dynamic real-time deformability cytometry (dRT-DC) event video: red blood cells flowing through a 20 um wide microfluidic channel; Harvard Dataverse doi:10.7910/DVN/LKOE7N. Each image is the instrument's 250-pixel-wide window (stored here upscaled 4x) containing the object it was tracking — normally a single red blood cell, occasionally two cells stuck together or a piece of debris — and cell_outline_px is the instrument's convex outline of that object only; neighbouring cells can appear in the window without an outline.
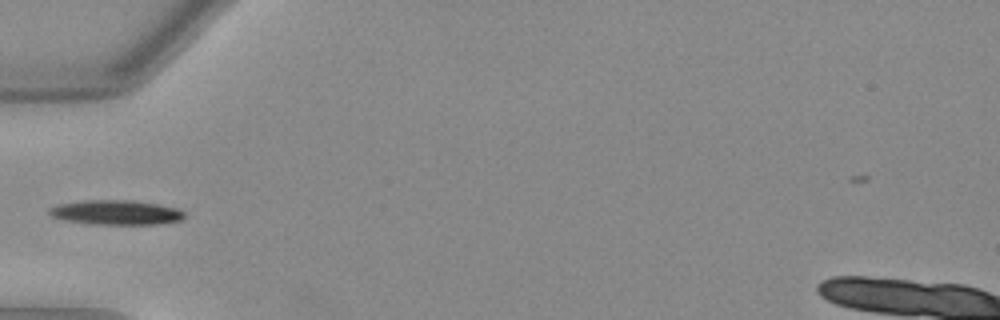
{"species": "Egyptian fruit bat (a non-hibernating species)", "species_latin": "Rousettus aegyptiacus", "temperature_condition": "warm", "stored_images_in_passage": 34, "camera_frame_rate_fps": 3000, "um_per_image_px": 0.085, "animal": {"sex": "female"}, "frame": {"image": 1, "passage_image": 1, "time_ms": 0.0, "image_size_px": [1000, 320], "cell_outline_px": [[184, 216], [180, 220], [156, 224], [92, 224], [64, 220], [52, 216], [48, 212], [52, 208], [60, 204], [84, 200], [124, 200], [156, 204], [176, 208], [184, 212]], "centroid_in_image_um": [9.85, 18.06], "position_along_channel_um": 75.2, "area_um2": 18.96}}
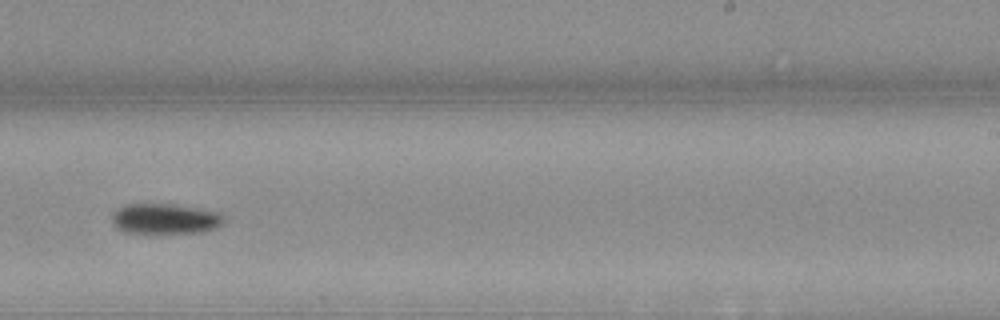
{"frame": {"image": 2, "passage_image": 16, "time_ms": 5.0, "image_size_px": [1000, 320], "cell_outline_px": [[220, 224], [216, 228], [204, 232], [128, 232], [120, 228], [112, 220], [112, 216], [124, 204], [172, 204], [216, 212], [220, 216]], "centroid_in_image_um": [14.01, 18.58], "position_along_channel_um": 275.0, "area_um2": 18.84}}
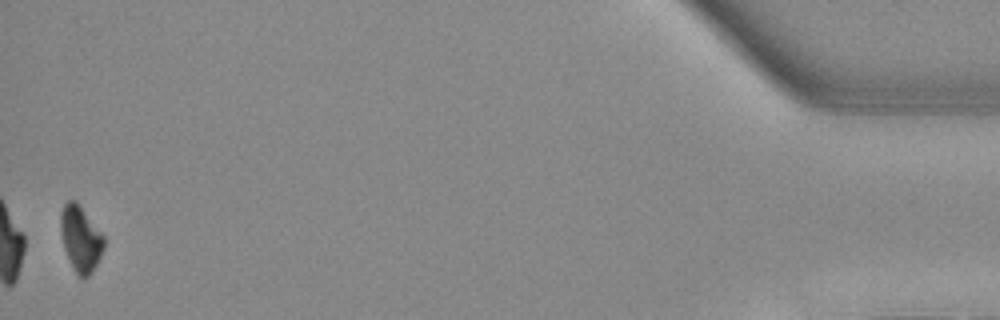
{"frame": {"image": 3, "passage_image": 34, "time_ms": 11.0, "image_size_px": [1000, 320], "cell_outline_px": [[104, 248], [96, 264], [88, 276], [80, 276], [76, 272], [64, 248], [60, 228], [60, 216], [64, 204], [68, 200], [76, 200], [104, 236]], "centroid_in_image_um": [6.85, 20.23], "position_along_channel_um": 428.4, "area_um2": 16.13}, "authors_computed_cell_mechanics": {"area_um2": 18.6116, "velocity_mm_per_s": 4.0009, "shape_relaxation_time_tau1_ms": 2.3626, "shape_relaxation_time_tau2_ms": null, "deformation_change_tau1": 0.1167, "deformation_change_tau2": null}}